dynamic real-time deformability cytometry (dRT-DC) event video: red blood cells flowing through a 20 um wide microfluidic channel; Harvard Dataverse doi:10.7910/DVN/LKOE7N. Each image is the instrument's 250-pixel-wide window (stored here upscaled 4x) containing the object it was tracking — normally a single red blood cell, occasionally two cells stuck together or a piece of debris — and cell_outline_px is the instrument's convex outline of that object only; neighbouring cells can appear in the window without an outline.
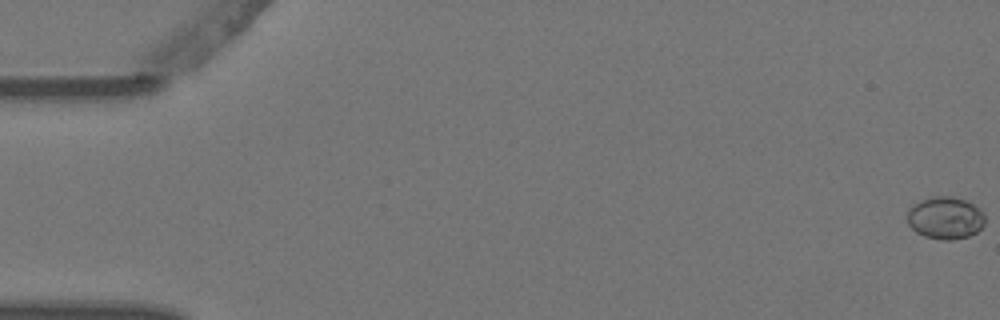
{"species": "Egyptian fruit bat (a non-hibernating species)", "species_latin": "Rousettus aegyptiacus", "temperature_condition": "warm", "stored_images_in_passage": 6, "camera_frame_rate_fps": 3000, "um_per_image_px": 0.085, "animal": {"sex": "female"}, "frame": {"image": 1, "passage_image": 1, "time_ms": 0.0, "image_size_px": [1000, 320], "cell_outline_px": [[984, 224], [976, 232], [968, 236], [952, 240], [940, 240], [924, 236], [916, 232], [908, 224], [908, 208], [920, 200], [932, 196], [952, 196], [968, 200], [980, 208], [984, 212]], "centroid_in_image_um": [80.36, 18.51], "position_along_channel_um": 4.6, "area_um2": 19.42}}
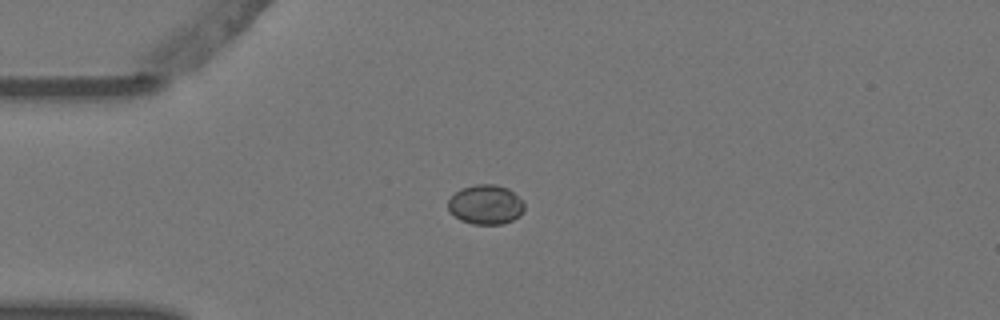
{"frame": {"image": 2, "passage_image": 5, "time_ms": 1.333, "image_size_px": [1000, 320], "cell_outline_px": [[524, 212], [520, 216], [504, 224], [472, 224], [460, 220], [448, 208], [448, 200], [460, 188], [476, 184], [496, 184], [508, 188], [524, 200]], "centroid_in_image_um": [41.32, 17.38], "position_along_channel_um": 43.7, "area_um2": 17.74}}